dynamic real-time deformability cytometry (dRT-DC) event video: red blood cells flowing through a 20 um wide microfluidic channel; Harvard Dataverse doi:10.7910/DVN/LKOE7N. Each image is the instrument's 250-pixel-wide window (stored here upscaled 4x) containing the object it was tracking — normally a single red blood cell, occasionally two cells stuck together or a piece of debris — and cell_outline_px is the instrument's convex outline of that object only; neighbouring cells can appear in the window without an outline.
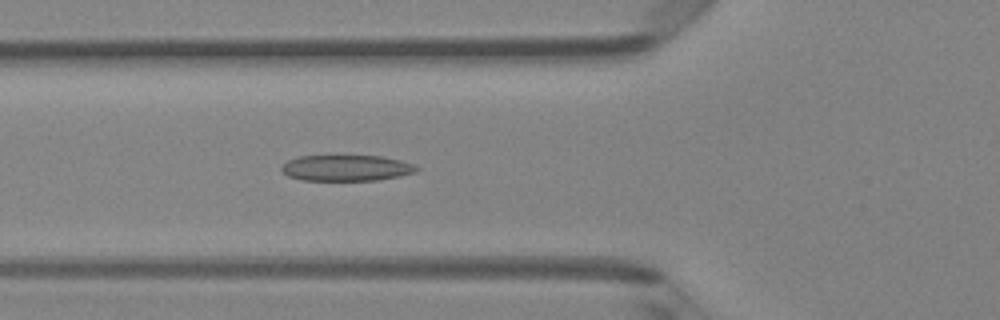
{"species": "Egyptian fruit bat (a non-hibernating species)", "species_latin": "Rousettus aegyptiacus", "temperature_condition": "room temperature", "stored_images_in_passage": 49, "camera_frame_rate_fps": 3000, "um_per_image_px": 0.085, "animal": {"sex": "female"}, "frame": {"image": 1, "passage_image": 18, "time_ms": 5.667, "image_size_px": [1000, 320], "cell_outline_px": [[420, 168], [416, 172], [400, 176], [376, 180], [300, 180], [288, 176], [280, 168], [288, 160], [296, 156], [380, 156], [400, 160], [412, 164]], "centroid_in_image_um": [29.43, 14.28], "position_along_channel_um": 96.4, "area_um2": 20.35}}
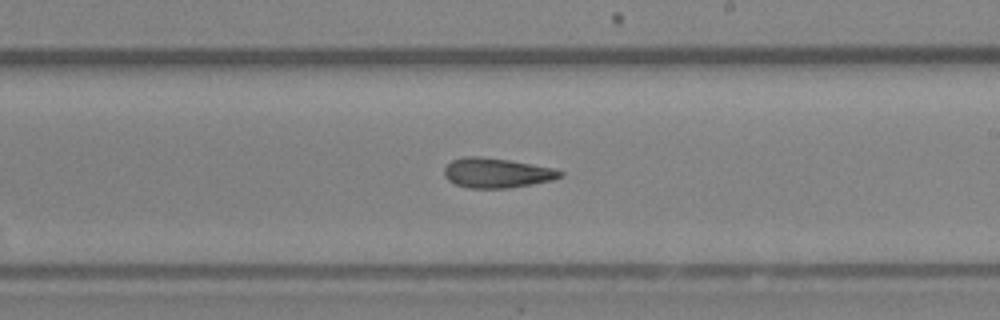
{"frame": {"image": 2, "passage_image": 29, "time_ms": 9.333, "image_size_px": [1000, 320], "cell_outline_px": [[564, 176], [552, 180], [532, 184], [508, 188], [468, 188], [456, 184], [448, 180], [444, 176], [444, 168], [452, 160], [464, 156], [480, 156], [508, 160], [532, 164], [552, 168], [564, 172]], "centroid_in_image_um": [42.21, 14.7], "position_along_channel_um": 246.8, "area_um2": 20.11}}
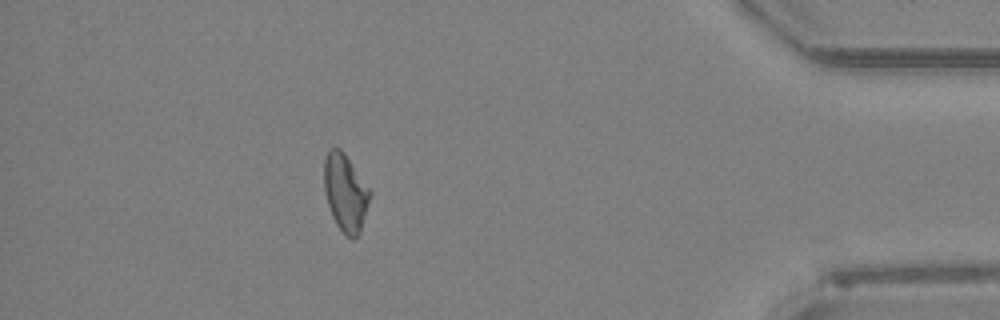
{"frame": {"image": 3, "passage_image": 44, "time_ms": 14.333, "image_size_px": [1000, 320], "cell_outline_px": [[372, 192], [360, 232], [352, 240], [344, 236], [336, 224], [332, 216], [324, 192], [324, 160], [328, 152], [332, 148], [340, 148], [344, 152]], "centroid_in_image_um": [29.36, 16.4], "position_along_channel_um": 405.8, "area_um2": 20.69}, "authors_computed_cell_mechanics": {"area_um2": 20.808, "velocity_mm_per_s": 4.1161, "shape_relaxation_time_tau1_ms": 9.9808, "shape_relaxation_time_tau2_ms": 2.6745, "deformation_change_tau1": 0.2272, "deformation_change_tau2": 0.1099}}